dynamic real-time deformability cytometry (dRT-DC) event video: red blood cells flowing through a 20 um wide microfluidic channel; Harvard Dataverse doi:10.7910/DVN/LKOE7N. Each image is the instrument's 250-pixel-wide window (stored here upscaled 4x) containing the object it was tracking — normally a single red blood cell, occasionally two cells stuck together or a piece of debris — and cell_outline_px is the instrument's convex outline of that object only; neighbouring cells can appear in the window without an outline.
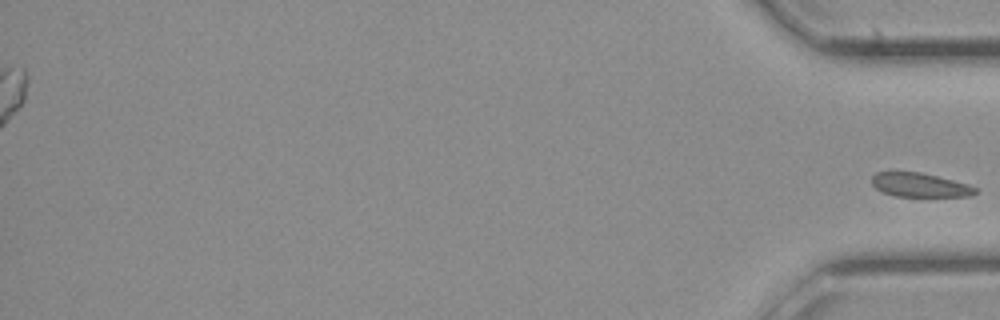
{"species": "common noctule bat (a hibernating species)", "species_latin": "Nyctalus noctula", "temperature_condition": "cold", "stored_images_in_passage": 29, "segment_of_instrument_passage": [2, 2], "camera_frame_rate_fps": 3000, "um_per_image_px": 0.085, "animal": {"sex": "female", "body_mass_g": 21.9}, "frame": {"image": 1, "passage_image": 29, "time_ms": 9.333, "image_size_px": [1000, 320], "cell_outline_px": [[976, 192], [972, 196], [892, 196], [876, 188], [872, 184], [872, 176], [876, 172], [920, 172], [968, 184], [976, 188]], "centroid_in_image_um": [78.16, 15.73], "position_along_channel_um": 357.0, "area_um2": 14.28}}